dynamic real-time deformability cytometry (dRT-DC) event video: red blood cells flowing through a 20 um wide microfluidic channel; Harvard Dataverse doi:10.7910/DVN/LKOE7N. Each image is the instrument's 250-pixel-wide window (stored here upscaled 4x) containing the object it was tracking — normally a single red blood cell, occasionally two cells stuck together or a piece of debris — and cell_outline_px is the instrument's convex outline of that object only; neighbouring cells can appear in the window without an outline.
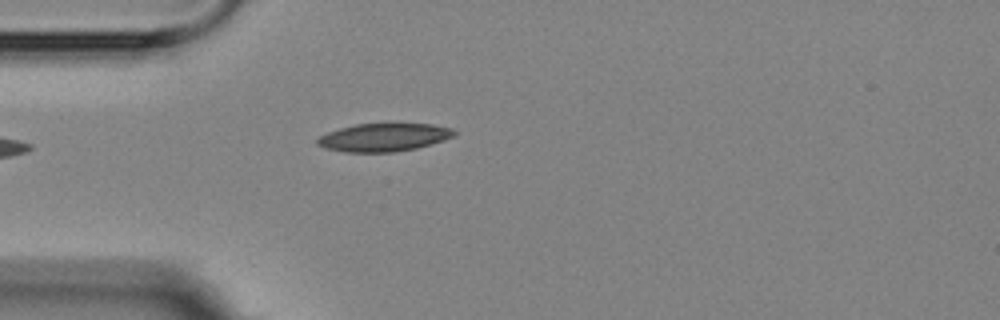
{"species": "Egyptian fruit bat (a non-hibernating species)", "species_latin": "Rousettus aegyptiacus", "temperature_condition": "room temperature", "stored_images_in_passage": 2, "camera_frame_rate_fps": 3000, "um_per_image_px": 0.085, "animal": {"sex": "female"}, "frame": {"image": 1, "passage_image": 2, "time_ms": 1.333, "image_size_px": [1000, 320], "cell_outline_px": [[456, 132], [452, 136], [444, 140], [416, 148], [396, 152], [344, 152], [328, 148], [316, 144], [316, 140], [320, 136], [328, 132], [340, 128], [356, 124], [432, 124], [452, 128]], "centroid_in_image_um": [32.62, 11.68], "position_along_channel_um": 52.4, "area_um2": 22.14}}